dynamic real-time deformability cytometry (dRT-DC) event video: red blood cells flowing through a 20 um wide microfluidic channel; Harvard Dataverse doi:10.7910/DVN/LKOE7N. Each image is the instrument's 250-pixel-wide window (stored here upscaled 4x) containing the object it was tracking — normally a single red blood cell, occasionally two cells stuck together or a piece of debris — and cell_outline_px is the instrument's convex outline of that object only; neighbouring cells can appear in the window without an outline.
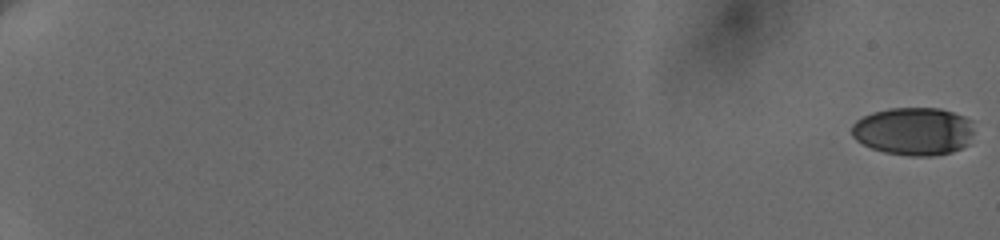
{"species": "human", "species_latin": "Homo sapiens", "temperature_condition": "cold", "stored_images_in_passage": 40, "camera_frame_rate_fps": 3000, "um_per_image_px": 0.085, "donor": {"sex": "female"}, "frame": {"image": 1, "passage_image": 1, "time_ms": 0.0, "image_size_px": [1000, 240], "cell_outline_px": [[972, 132], [968, 144], [952, 152], [932, 156], [912, 156], [884, 152], [872, 148], [856, 140], [852, 136], [852, 124], [856, 120], [872, 112], [888, 108], [940, 108], [964, 116], [972, 120]], "centroid_in_image_um": [77.65, 11.15], "position_along_channel_um": 7.4, "area_um2": 34.22}}
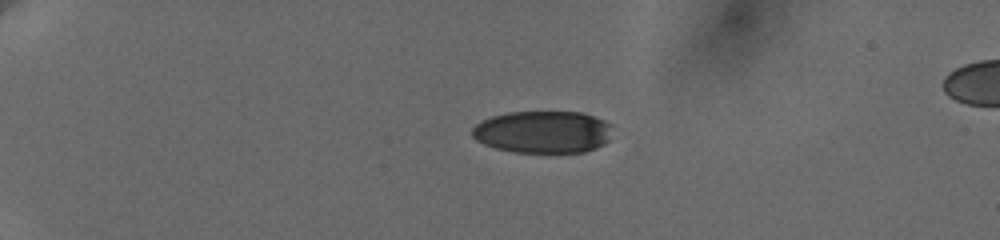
{"frame": {"image": 2, "passage_image": 29, "time_ms": 5.333, "image_size_px": [1000, 240], "cell_outline_px": [[612, 124], [608, 140], [604, 144], [596, 148], [584, 152], [512, 152], [496, 148], [484, 144], [476, 140], [472, 136], [472, 128], [480, 120], [492, 116], [508, 112], [580, 112], [604, 120]], "centroid_in_image_um": [46.13, 11.21], "position_along_channel_um": 38.9, "area_um2": 34.62}}